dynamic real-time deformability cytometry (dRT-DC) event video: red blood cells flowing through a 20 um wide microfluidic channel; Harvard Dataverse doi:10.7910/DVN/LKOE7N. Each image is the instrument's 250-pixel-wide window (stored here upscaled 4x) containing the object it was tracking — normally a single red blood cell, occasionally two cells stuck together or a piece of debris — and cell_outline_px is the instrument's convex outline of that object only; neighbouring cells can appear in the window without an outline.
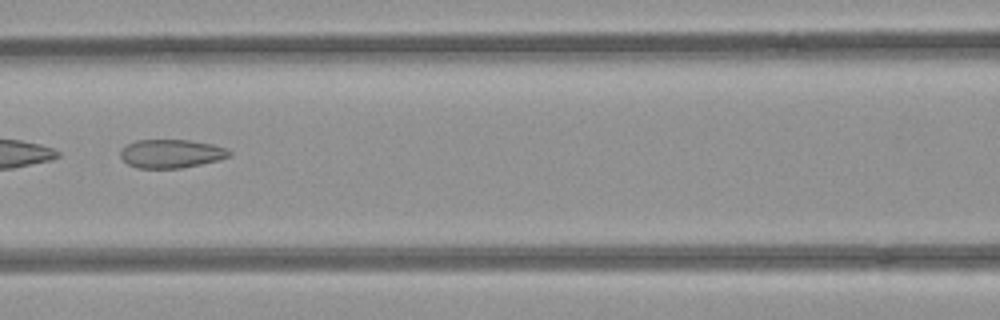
{"species": "common noctule bat (a hibernating species)", "species_latin": "Nyctalus noctula", "temperature_condition": "room temperature", "stored_images_in_passage": 46, "camera_frame_rate_fps": 3000, "um_per_image_px": 0.085, "animal": {"sex": "female", "body_mass_g": 21.9}, "frame": {"image": 1, "passage_image": 20, "time_ms": 6.333, "image_size_px": [1000, 320], "cell_outline_px": [[232, 152], [228, 156], [216, 160], [200, 164], [180, 168], [136, 168], [128, 164], [120, 156], [120, 148], [136, 140], [188, 140], [212, 144], [228, 148]], "centroid_in_image_um": [14.52, 13.05], "position_along_channel_um": 152.1, "area_um2": 18.03}}